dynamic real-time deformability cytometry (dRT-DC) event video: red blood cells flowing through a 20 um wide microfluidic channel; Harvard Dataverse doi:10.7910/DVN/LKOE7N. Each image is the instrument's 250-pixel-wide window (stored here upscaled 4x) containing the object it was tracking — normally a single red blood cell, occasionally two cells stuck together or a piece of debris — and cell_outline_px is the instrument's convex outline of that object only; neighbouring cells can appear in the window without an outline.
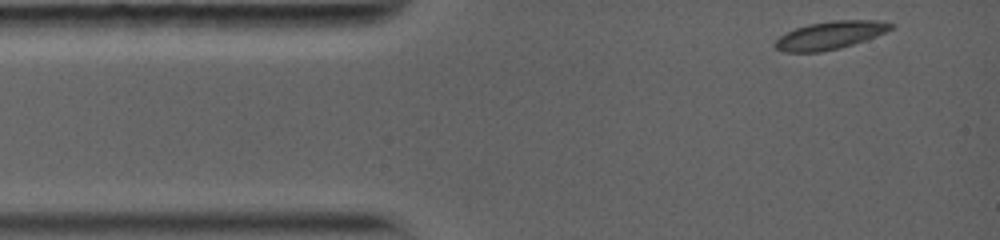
{"species": "common noctule bat (a hibernating species)", "species_latin": "Nyctalus noctula", "temperature_condition": "warm", "stored_images_in_passage": 28, "camera_frame_rate_fps": 5000, "um_per_image_px": 0.085, "animal": {"sex": "female", "body_mass_g": 19.0, "forearm_length_mm": 56.7}, "frame": {"image": 1, "passage_image": 1, "time_ms": 0.0, "image_size_px": [1000, 240], "cell_outline_px": [[896, 24], [892, 28], [876, 36], [840, 48], [820, 52], [784, 52], [776, 48], [772, 44], [780, 36], [796, 28], [808, 24], [832, 20], [880, 20]], "centroid_in_image_um": [70.55, 2.99], "position_along_channel_um": 14.4, "area_um2": 18.79}}
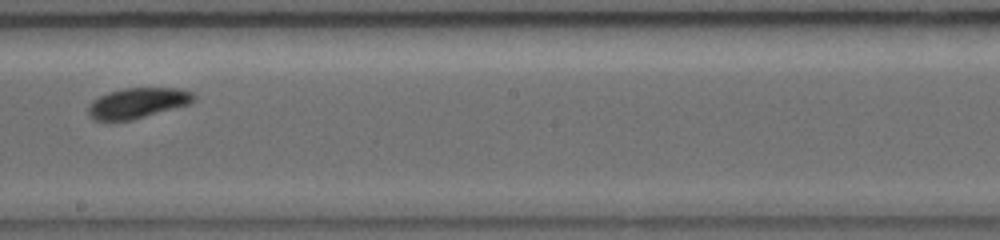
{"frame": {"image": 2, "passage_image": 16, "time_ms": 7.0, "image_size_px": [1000, 240], "cell_outline_px": [[196, 100], [188, 104], [132, 120], [92, 120], [88, 116], [88, 104], [92, 100], [108, 92], [124, 88], [180, 88], [192, 92], [196, 96]], "centroid_in_image_um": [11.68, 8.75], "position_along_channel_um": 236.5, "area_um2": 18.73}}
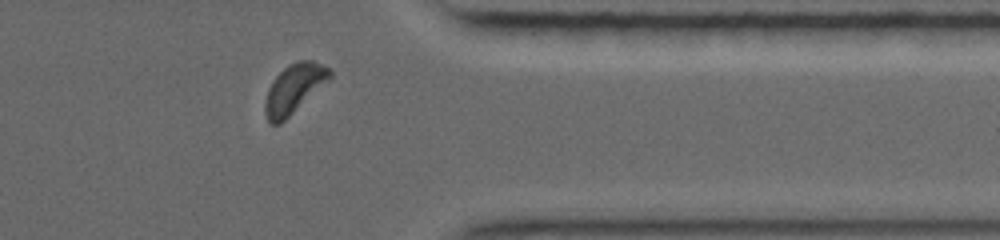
{"frame": {"image": 3, "passage_image": 24, "time_ms": 11.0, "image_size_px": [1000, 240], "cell_outline_px": [[332, 76], [328, 80], [280, 124], [272, 124], [268, 120], [264, 112], [264, 104], [268, 88], [272, 80], [288, 64], [300, 60], [312, 60], [328, 68], [332, 72]], "centroid_in_image_um": [24.96, 7.53], "position_along_channel_um": 386.4, "area_um2": 18.15}, "authors_computed_cell_mechanics": {"area_um2": 18.6116, "velocity_mm_per_s": 3.902, "shape_relaxation_time_tau1_ms": 3.726, "shape_relaxation_time_tau2_ms": 2.3503, "deformation_change_tau1": 0.0829, "deformation_change_tau2": 0.0452}}